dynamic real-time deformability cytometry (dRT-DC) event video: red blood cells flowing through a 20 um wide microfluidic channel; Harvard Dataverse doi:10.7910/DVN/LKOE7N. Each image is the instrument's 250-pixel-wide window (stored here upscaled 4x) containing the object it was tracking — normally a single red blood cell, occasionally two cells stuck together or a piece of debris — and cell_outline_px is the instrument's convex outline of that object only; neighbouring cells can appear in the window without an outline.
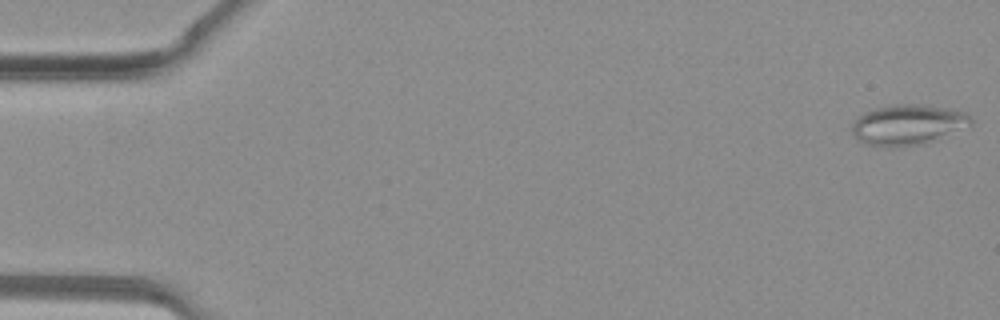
{"species": "common noctule bat (a hibernating species)", "species_latin": "Nyctalus noctula", "temperature_condition": "warm", "stored_images_in_passage": 38, "camera_frame_rate_fps": 3000, "um_per_image_px": 0.085, "animal": {"sex": "female", "body_mass_g": 19.3, "forearm_length_mm": 54.1}, "frame": {"image": 1, "passage_image": 1, "time_ms": 0.0, "image_size_px": [1000, 320], "cell_outline_px": [[972, 124], [924, 144], [888, 148], [884, 148], [864, 144], [856, 140], [852, 132], [852, 124], [864, 112], [876, 108], [896, 104], [928, 104], [968, 112], [972, 116]], "centroid_in_image_um": [77.16, 10.6], "position_along_channel_um": 7.8, "area_um2": 28.32}}
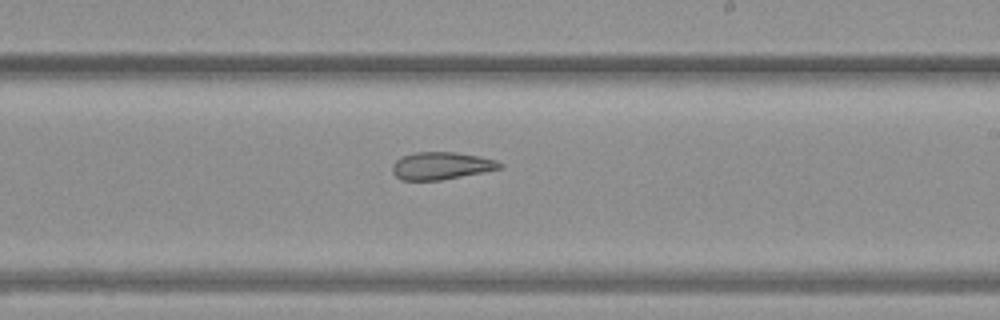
{"frame": {"image": 2, "passage_image": 23, "time_ms": 7.333, "image_size_px": [1000, 320], "cell_outline_px": [[504, 168], [440, 180], [400, 180], [392, 172], [392, 164], [400, 156], [416, 152], [456, 152], [480, 156], [496, 160], [504, 164]], "centroid_in_image_um": [37.51, 14.08], "position_along_channel_um": 251.5, "area_um2": 17.34}}
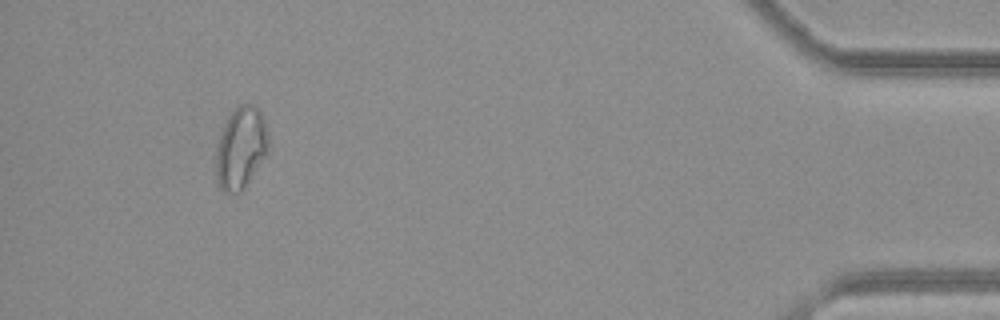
{"frame": {"image": 3, "passage_image": 36, "time_ms": 11.667, "image_size_px": [1000, 320], "cell_outline_px": [[268, 152], [240, 192], [224, 192], [216, 184], [216, 140], [228, 116], [240, 104], [256, 104], [264, 120], [268, 136]], "centroid_in_image_um": [20.44, 12.55], "position_along_channel_um": 414.8, "area_um2": 25.03}}